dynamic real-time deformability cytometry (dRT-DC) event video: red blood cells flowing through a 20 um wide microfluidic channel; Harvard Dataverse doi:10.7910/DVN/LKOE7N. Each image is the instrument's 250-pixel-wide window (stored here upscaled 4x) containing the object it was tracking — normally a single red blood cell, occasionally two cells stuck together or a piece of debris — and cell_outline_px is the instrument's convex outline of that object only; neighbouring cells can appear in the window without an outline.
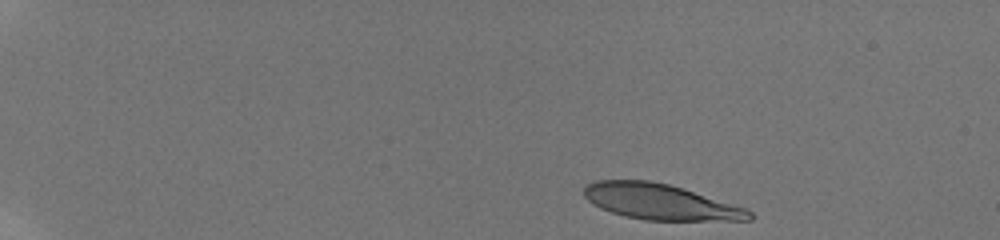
{"species": "human", "species_latin": "Homo sapiens", "temperature_condition": "room temperature", "stored_images_in_passage": 8, "camera_frame_rate_fps": 3000, "um_per_image_px": 0.085, "donor": {"sex": "male"}, "frame": {"image": 1, "passage_image": 1, "time_ms": 0.0, "image_size_px": [1000, 240], "cell_outline_px": [[756, 216], [752, 220], [644, 220], [624, 216], [600, 208], [592, 204], [584, 196], [584, 188], [588, 184], [596, 180], [648, 180], [668, 184], [684, 188], [744, 208], [752, 212]], "centroid_in_image_um": [56.11, 17.15], "position_along_channel_um": 28.9, "area_um2": 34.22}}
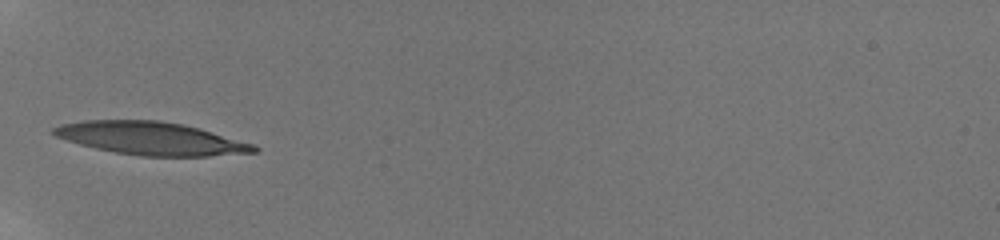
{"frame": {"image": 2, "passage_image": 6, "time_ms": 4.333, "image_size_px": [1000, 240], "cell_outline_px": [[260, 148], [256, 152], [208, 156], [140, 156], [116, 152], [96, 148], [80, 144], [56, 136], [48, 132], [52, 128], [60, 124], [84, 120], [160, 120], [184, 124], [200, 128], [256, 144]], "centroid_in_image_um": [12.86, 11.75], "position_along_channel_um": 72.1, "area_um2": 38.61}}
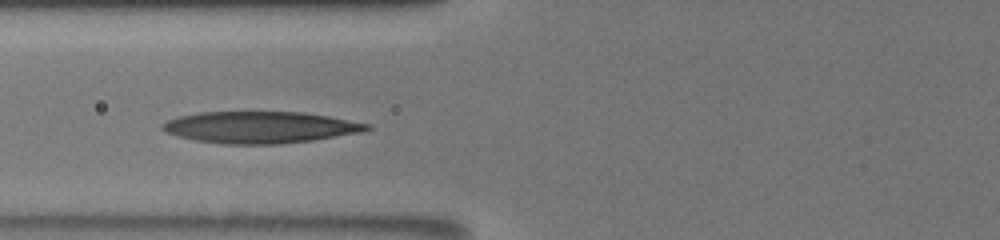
{"frame": {"image": 3, "passage_image": 7, "time_ms": 5.333, "image_size_px": [1000, 240], "cell_outline_px": [[372, 128], [364, 132], [312, 140], [280, 144], [224, 144], [196, 140], [180, 136], [168, 132], [160, 128], [160, 124], [168, 120], [180, 116], [200, 112], [304, 112], [328, 116], [372, 124]], "centroid_in_image_um": [22.16, 10.82], "position_along_channel_um": 103.6, "area_um2": 37.69}}